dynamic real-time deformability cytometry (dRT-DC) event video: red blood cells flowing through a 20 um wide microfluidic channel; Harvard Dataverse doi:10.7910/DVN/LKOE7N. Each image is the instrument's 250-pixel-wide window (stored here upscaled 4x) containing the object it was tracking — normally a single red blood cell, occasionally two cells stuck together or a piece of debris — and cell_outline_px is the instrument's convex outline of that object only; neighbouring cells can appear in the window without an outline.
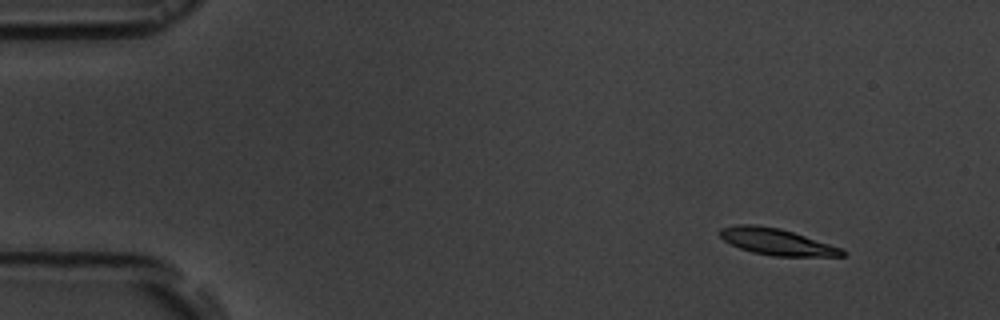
{"species": "common noctule bat (a hibernating species)", "species_latin": "Nyctalus noctula", "temperature_condition": "room temperature", "stored_images_in_passage": 3, "camera_frame_rate_fps": 3000, "um_per_image_px": 0.085, "animal": {"sex": "male", "body_mass_g": 19.5, "forearm_length_mm": 54.6}, "frame": {"image": 1, "passage_image": 1, "time_ms": 0.0, "image_size_px": [1000, 320], "cell_outline_px": [[848, 252], [844, 256], [772, 256], [752, 252], [740, 248], [724, 240], [720, 236], [720, 228], [736, 224], [752, 224], [780, 228], [844, 248]], "centroid_in_image_um": [66.06, 20.55], "position_along_channel_um": 18.9, "area_um2": 18.96}}
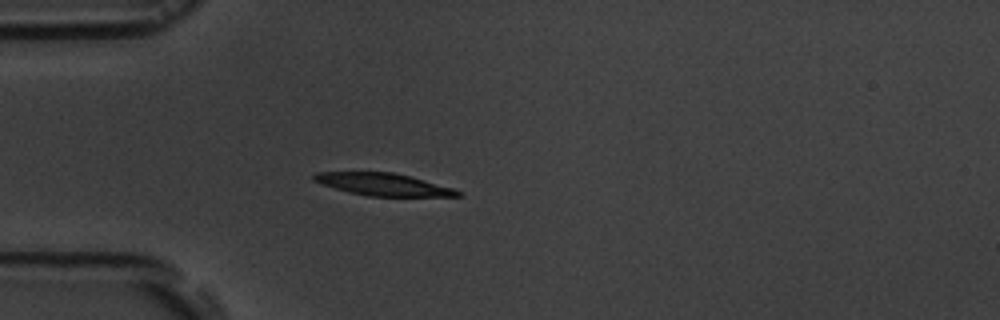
{"frame": {"image": 2, "passage_image": 3, "time_ms": 3.333, "image_size_px": [1000, 320], "cell_outline_px": [[464, 196], [368, 196], [348, 192], [312, 180], [312, 176], [316, 172], [392, 172], [408, 176], [452, 188], [460, 192]], "centroid_in_image_um": [32.54, 15.67], "position_along_channel_um": 52.5, "area_um2": 18.32}}